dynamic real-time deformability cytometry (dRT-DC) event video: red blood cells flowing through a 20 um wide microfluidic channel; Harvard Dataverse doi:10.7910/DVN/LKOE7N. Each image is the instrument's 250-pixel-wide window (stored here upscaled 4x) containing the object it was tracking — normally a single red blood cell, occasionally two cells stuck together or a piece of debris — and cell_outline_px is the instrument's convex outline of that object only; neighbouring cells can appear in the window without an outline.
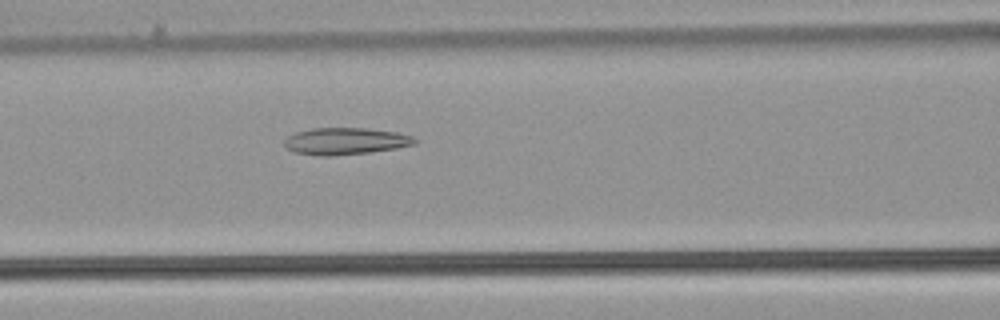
{"species": "common noctule bat (a hibernating species)", "species_latin": "Nyctalus noctula", "temperature_condition": "warm", "stored_images_in_passage": 37, "camera_frame_rate_fps": 3000, "um_per_image_px": 0.085, "animal": {"sex": "male", "body_mass_g": 21.5, "forearm_length_mm": 52.0}, "frame": {"image": 1, "passage_image": 8, "time_ms": 2.333, "image_size_px": [1000, 320], "cell_outline_px": [[420, 140], [416, 144], [396, 148], [368, 152], [332, 156], [320, 156], [296, 152], [288, 148], [284, 144], [284, 140], [288, 136], [296, 132], [312, 128], [368, 128], [396, 132], [412, 136]], "centroid_in_image_um": [29.4, 11.99], "position_along_channel_um": 137.2, "area_um2": 20.4}}
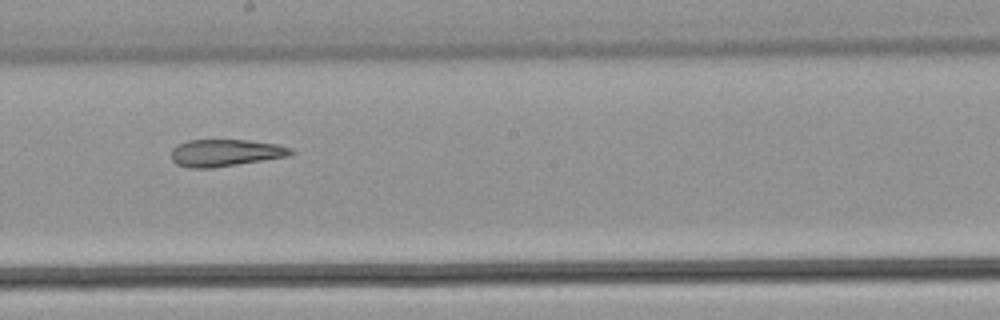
{"frame": {"image": 2, "passage_image": 15, "time_ms": 4.667, "image_size_px": [1000, 320], "cell_outline_px": [[296, 152], [288, 156], [212, 168], [188, 168], [176, 164], [172, 160], [172, 148], [188, 140], [248, 140], [276, 144], [292, 148]], "centroid_in_image_um": [19.16, 12.99], "position_along_channel_um": 229.0, "area_um2": 18.79}}
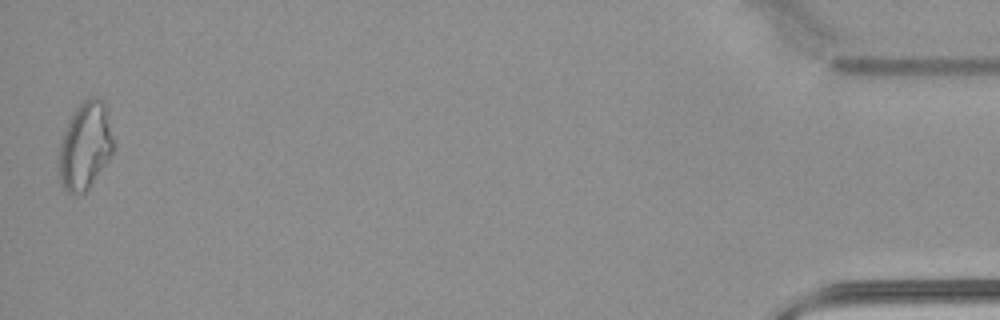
{"frame": {"image": 3, "passage_image": 37, "time_ms": 12.0, "image_size_px": [1000, 320], "cell_outline_px": [[112, 152], [88, 188], [84, 192], [72, 196], [60, 184], [56, 164], [56, 160], [60, 144], [68, 120], [72, 112], [84, 100], [92, 96], [96, 96], [104, 100], [108, 108], [112, 140]], "centroid_in_image_um": [7.18, 12.38], "position_along_channel_um": 428.0, "area_um2": 28.03}, "authors_computed_cell_mechanics": {"area_um2": 20.6924, "velocity_mm_per_s": 3.9541, "shape_relaxation_time_tau1_ms": null, "shape_relaxation_time_tau2_ms": 3.3839, "deformation_change_tau1": null, "deformation_change_tau2": 0.1208}}